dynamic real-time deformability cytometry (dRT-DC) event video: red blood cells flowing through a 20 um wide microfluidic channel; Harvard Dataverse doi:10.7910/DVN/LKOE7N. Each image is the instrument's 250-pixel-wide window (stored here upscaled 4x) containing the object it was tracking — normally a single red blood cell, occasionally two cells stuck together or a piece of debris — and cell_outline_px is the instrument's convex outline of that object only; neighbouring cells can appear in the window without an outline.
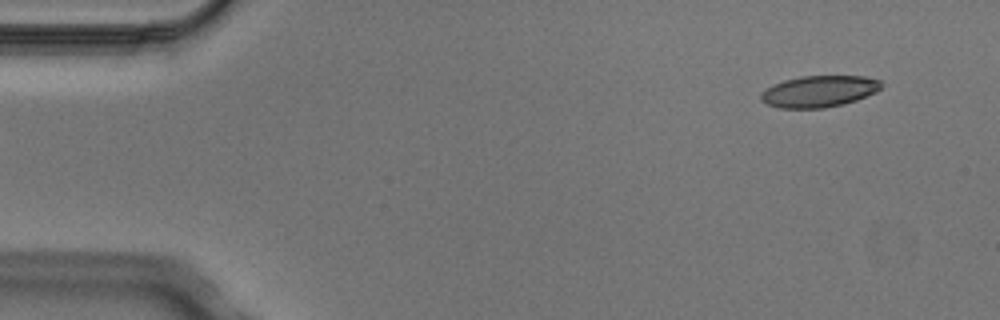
{"species": "Egyptian fruit bat (a non-hibernating species)", "species_latin": "Rousettus aegyptiacus", "temperature_condition": "cold", "stored_images_in_passage": 5, "segment_of_instrument_passage": [2, 2], "camera_frame_rate_fps": 3000, "um_per_image_px": 0.085, "animal": {"sex": "male"}, "frame": {"image": 1, "passage_image": 5, "time_ms": 1.333, "image_size_px": [1000, 320], "cell_outline_px": [[884, 84], [876, 92], [856, 100], [824, 108], [780, 108], [768, 104], [760, 100], [760, 92], [784, 80], [800, 76], [864, 76], [880, 80]], "centroid_in_image_um": [69.63, 7.76], "position_along_channel_um": 15.4, "area_um2": 21.96}}